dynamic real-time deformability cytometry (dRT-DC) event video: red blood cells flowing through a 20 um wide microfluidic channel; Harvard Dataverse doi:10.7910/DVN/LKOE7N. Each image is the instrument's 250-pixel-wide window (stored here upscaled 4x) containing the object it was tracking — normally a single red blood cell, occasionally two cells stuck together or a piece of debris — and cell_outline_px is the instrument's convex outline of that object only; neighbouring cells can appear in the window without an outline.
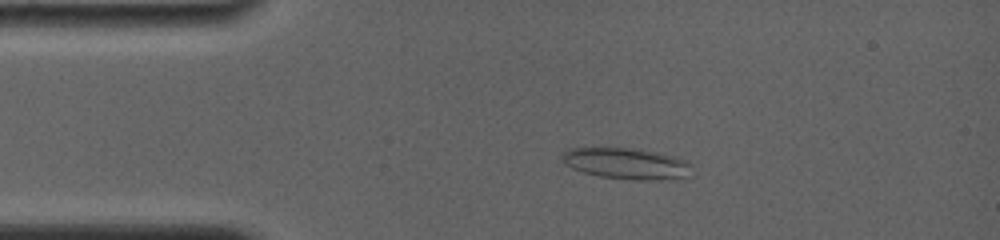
{"species": "common noctule bat (a hibernating species)", "species_latin": "Nyctalus noctula", "temperature_condition": "room temperature", "stored_images_in_passage": 16, "camera_frame_rate_fps": 4000, "um_per_image_px": 0.085, "animal": {"sex": "female", "body_mass_g": 19.0, "forearm_length_mm": 56.7}, "frame": {"image": 1, "passage_image": 5, "time_ms": 2.75, "image_size_px": [1000, 240], "cell_outline_px": [[692, 164], [684, 176], [668, 180], [632, 180], [600, 176], [584, 172], [572, 168], [564, 164], [560, 156], [568, 148], [628, 148], [660, 152], [676, 156], [688, 160]], "centroid_in_image_um": [53.24, 13.89], "position_along_channel_um": 31.8, "area_um2": 23.64}}
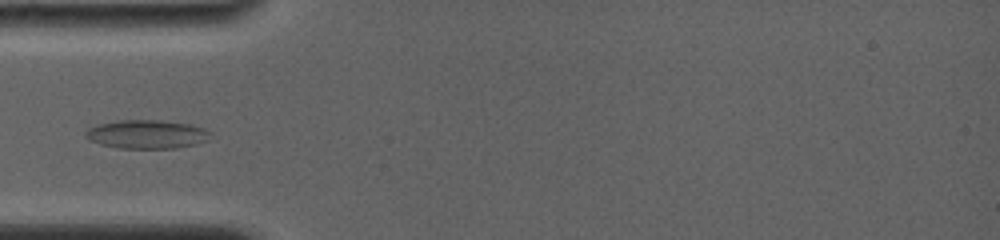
{"frame": {"image": 2, "passage_image": 11, "time_ms": 4.75, "image_size_px": [1000, 240], "cell_outline_px": [[212, 132], [208, 140], [196, 144], [176, 148], [120, 148], [100, 144], [88, 140], [84, 136], [84, 132], [88, 128], [100, 124], [120, 120], [160, 120], [188, 124], [204, 128]], "centroid_in_image_um": [12.47, 11.41], "position_along_channel_um": 72.5, "area_um2": 20.87}}
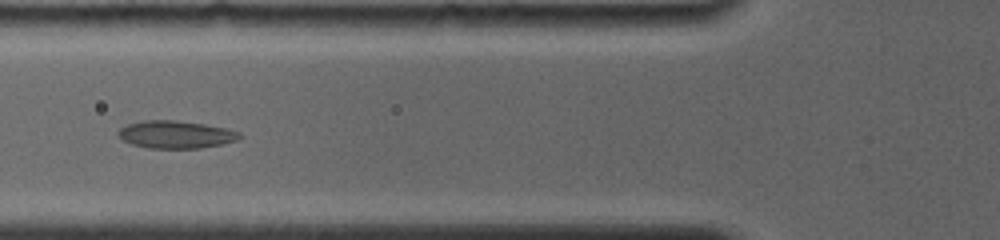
{"frame": {"image": 3, "passage_image": 14, "time_ms": 5.75, "image_size_px": [1000, 240], "cell_outline_px": [[244, 136], [236, 140], [220, 144], [200, 148], [148, 148], [132, 144], [116, 136], [116, 132], [120, 128], [128, 124], [144, 120], [176, 120], [204, 124], [224, 128], [240, 132]], "centroid_in_image_um": [14.91, 11.43], "position_along_channel_um": 110.9, "area_um2": 19.48}}